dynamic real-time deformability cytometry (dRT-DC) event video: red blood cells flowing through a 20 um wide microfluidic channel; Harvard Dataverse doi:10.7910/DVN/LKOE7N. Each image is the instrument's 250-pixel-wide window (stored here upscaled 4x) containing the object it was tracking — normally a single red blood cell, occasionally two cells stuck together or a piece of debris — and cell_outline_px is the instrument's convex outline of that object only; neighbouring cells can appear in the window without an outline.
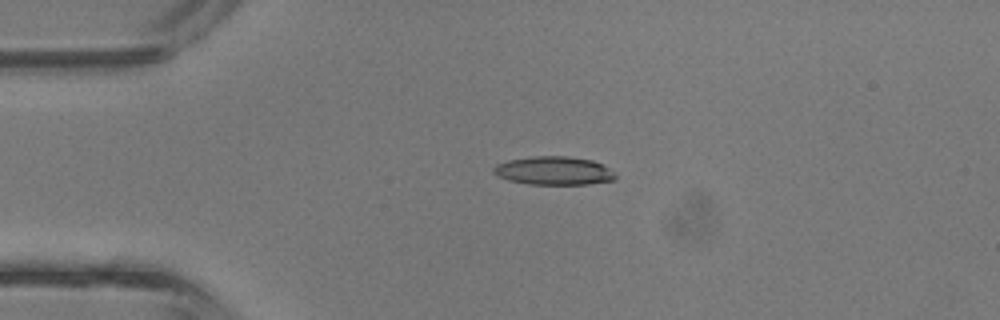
{"species": "common noctule bat (a hibernating species)", "species_latin": "Nyctalus noctula", "temperature_condition": "room temperature", "stored_images_in_passage": 4, "camera_frame_rate_fps": 3000, "um_per_image_px": 0.085, "animal": {"sex": "male", "body_mass_g": 13.3}, "frame": {"image": 1, "passage_image": 3, "time_ms": 0.667, "image_size_px": [1000, 320], "cell_outline_px": [[616, 180], [588, 184], [528, 184], [508, 180], [496, 176], [492, 172], [492, 168], [496, 164], [508, 160], [532, 156], [568, 156], [592, 160], [608, 168], [616, 176]], "centroid_in_image_um": [47.03, 14.51], "position_along_channel_um": 38.0, "area_um2": 20.23}}
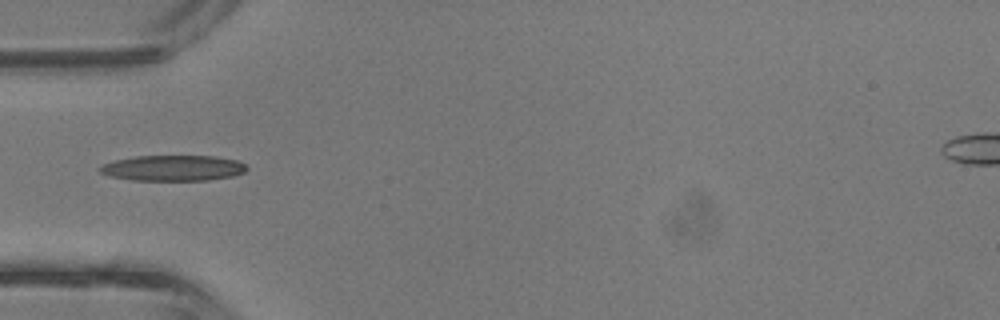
{"frame": {"image": 2, "passage_image": 4, "time_ms": 1.0, "image_size_px": [1000, 320], "cell_outline_px": [[248, 168], [244, 172], [232, 176], [208, 180], [132, 180], [108, 176], [100, 172], [96, 168], [104, 164], [116, 160], [136, 156], [216, 156], [236, 160], [244, 164]], "centroid_in_image_um": [14.69, 14.28], "position_along_channel_um": 70.3, "area_um2": 21.91}}